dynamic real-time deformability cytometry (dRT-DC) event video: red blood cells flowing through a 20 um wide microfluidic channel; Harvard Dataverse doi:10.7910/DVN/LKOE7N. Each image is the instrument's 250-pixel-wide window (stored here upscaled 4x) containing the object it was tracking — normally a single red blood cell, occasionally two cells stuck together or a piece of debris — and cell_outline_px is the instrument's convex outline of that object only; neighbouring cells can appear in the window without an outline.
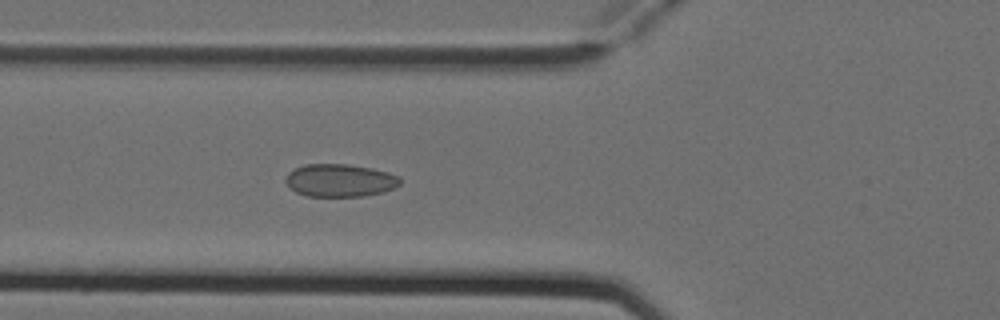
{"species": "Egyptian fruit bat (a non-hibernating species)", "species_latin": "Rousettus aegyptiacus", "temperature_condition": "cold", "stored_images_in_passage": 5, "camera_frame_rate_fps": 3000, "um_per_image_px": 0.085, "animal": {"sex": "female"}, "frame": {"image": 1, "passage_image": 5, "time_ms": 1.333, "image_size_px": [1000, 320], "cell_outline_px": [[400, 184], [396, 188], [384, 192], [364, 196], [308, 196], [296, 192], [288, 188], [284, 180], [288, 172], [304, 164], [348, 164], [372, 168], [388, 172], [400, 176]], "centroid_in_image_um": [28.9, 15.33], "position_along_channel_um": 96.9, "area_um2": 22.14}}